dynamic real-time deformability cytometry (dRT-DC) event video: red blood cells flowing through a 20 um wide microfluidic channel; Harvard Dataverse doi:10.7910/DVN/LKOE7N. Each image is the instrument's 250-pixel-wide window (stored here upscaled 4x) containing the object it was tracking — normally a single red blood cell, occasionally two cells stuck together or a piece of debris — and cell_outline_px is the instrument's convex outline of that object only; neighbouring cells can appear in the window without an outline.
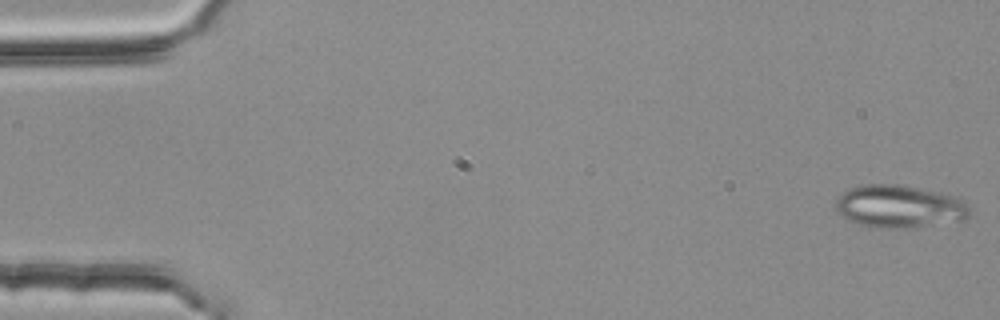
{"species": "common noctule bat (a hibernating species)", "species_latin": "Nyctalus noctula", "temperature_condition": "room temperature", "stored_images_in_passage": 5, "camera_frame_rate_fps": 3000, "um_per_image_px": 0.085, "animal": {"sex": "female", "body_mass_g": 25.1}, "frame": {"image": 1, "passage_image": 1, "time_ms": 0.0, "image_size_px": [1000, 320], "cell_outline_px": [[968, 216], [964, 220], [912, 228], [872, 228], [856, 224], [848, 220], [836, 212], [832, 208], [836, 200], [848, 188], [864, 184], [896, 184], [940, 192], [956, 196], [964, 200], [968, 204]], "centroid_in_image_um": [76.4, 17.56], "position_along_channel_um": 8.6, "area_um2": 33.87}}